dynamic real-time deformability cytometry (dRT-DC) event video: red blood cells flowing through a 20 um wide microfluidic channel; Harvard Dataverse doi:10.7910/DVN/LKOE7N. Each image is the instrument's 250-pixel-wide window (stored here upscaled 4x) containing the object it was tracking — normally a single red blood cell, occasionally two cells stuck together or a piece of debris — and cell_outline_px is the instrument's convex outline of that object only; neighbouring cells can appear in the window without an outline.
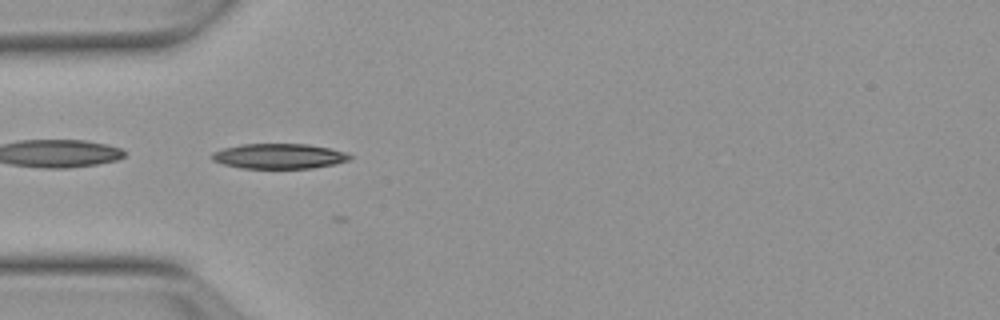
{"species": "Egyptian fruit bat (a non-hibernating species)", "species_latin": "Rousettus aegyptiacus", "temperature_condition": "warm", "stored_images_in_passage": 6, "camera_frame_rate_fps": 3000, "um_per_image_px": 0.085, "animal": {"sex": "female"}, "frame": {"image": 1, "passage_image": 2, "time_ms": 0.333, "image_size_px": [1000, 320], "cell_outline_px": [[352, 156], [348, 160], [336, 164], [312, 168], [240, 168], [224, 164], [212, 160], [212, 152], [224, 148], [244, 144], [308, 144], [348, 152]], "centroid_in_image_um": [23.74, 13.27], "position_along_channel_um": 61.3, "area_um2": 20.11}}